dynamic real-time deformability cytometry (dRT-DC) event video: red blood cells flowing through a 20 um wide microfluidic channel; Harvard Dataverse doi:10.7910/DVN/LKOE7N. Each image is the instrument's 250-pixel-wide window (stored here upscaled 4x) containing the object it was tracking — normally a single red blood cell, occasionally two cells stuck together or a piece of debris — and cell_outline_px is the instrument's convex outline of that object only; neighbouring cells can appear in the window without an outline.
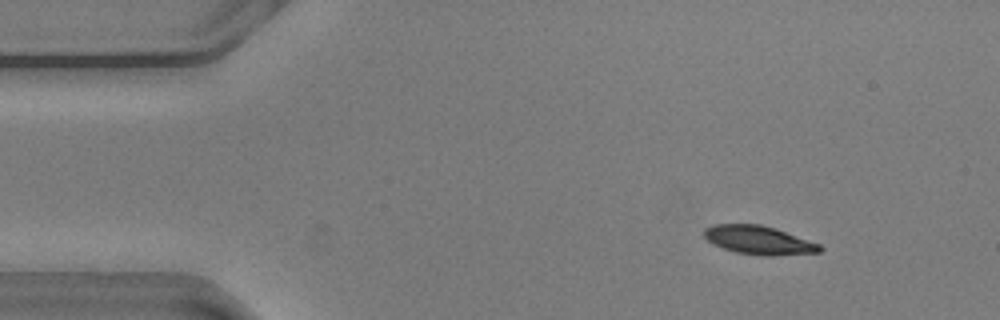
{"species": "common noctule bat (a hibernating species)", "species_latin": "Nyctalus noctula", "temperature_condition": "warm", "stored_images_in_passage": 56, "camera_frame_rate_fps": 3000, "um_per_image_px": 0.085, "animal": {"sex": "male", "body_mass_g": 20.5, "forearm_length_mm": 52.5}, "frame": {"image": 1, "passage_image": 7, "time_ms": 2.0, "image_size_px": [1000, 320], "cell_outline_px": [[824, 248], [820, 252], [772, 256], [764, 256], [736, 252], [712, 244], [704, 236], [704, 228], [712, 224], [760, 224], [776, 228], [820, 244]], "centroid_in_image_um": [64.5, 20.41], "position_along_channel_um": 20.5, "area_um2": 19.36}}
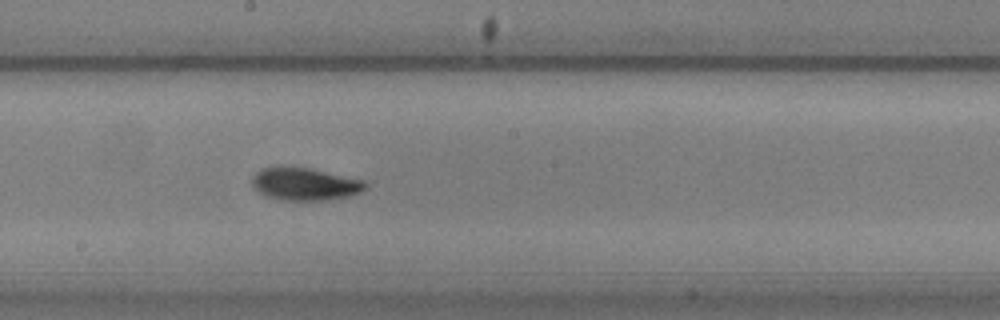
{"frame": {"image": 2, "passage_image": 30, "time_ms": 9.667, "image_size_px": [1000, 320], "cell_outline_px": [[368, 184], [360, 192], [348, 196], [328, 200], [280, 200], [268, 196], [260, 192], [252, 184], [252, 176], [260, 168], [276, 164], [308, 168], [364, 180]], "centroid_in_image_um": [25.86, 15.61], "position_along_channel_um": 222.3, "area_um2": 21.73}}
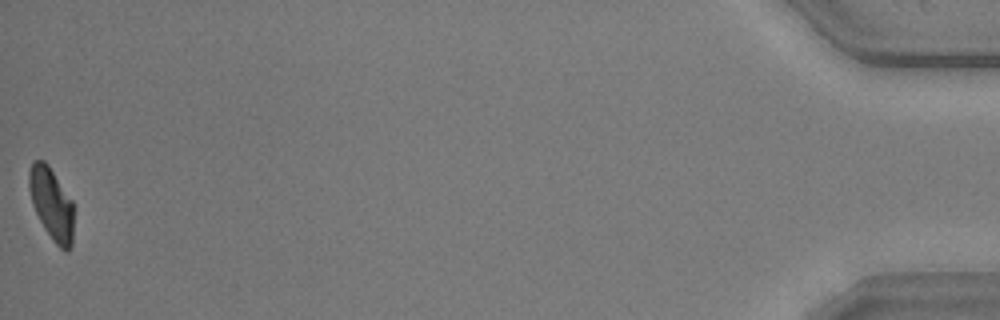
{"frame": {"image": 3, "passage_image": 56, "time_ms": 18.333, "image_size_px": [1000, 320], "cell_outline_px": [[72, 244], [68, 252], [64, 252], [52, 240], [44, 228], [32, 204], [28, 188], [28, 172], [32, 160], [44, 160], [48, 164], [72, 200]], "centroid_in_image_um": [4.35, 17.31], "position_along_channel_um": 430.8, "area_um2": 18.79}, "authors_computed_cell_mechanics": {"area_um2": 20.2589, "velocity_mm_per_s": 3.6032, "shape_relaxation_time_tau1_ms": 2.2718, "shape_relaxation_time_tau2_ms": 2.6781, "deformation_change_tau1": 0.1502, "deformation_change_tau2": 0.0646}}